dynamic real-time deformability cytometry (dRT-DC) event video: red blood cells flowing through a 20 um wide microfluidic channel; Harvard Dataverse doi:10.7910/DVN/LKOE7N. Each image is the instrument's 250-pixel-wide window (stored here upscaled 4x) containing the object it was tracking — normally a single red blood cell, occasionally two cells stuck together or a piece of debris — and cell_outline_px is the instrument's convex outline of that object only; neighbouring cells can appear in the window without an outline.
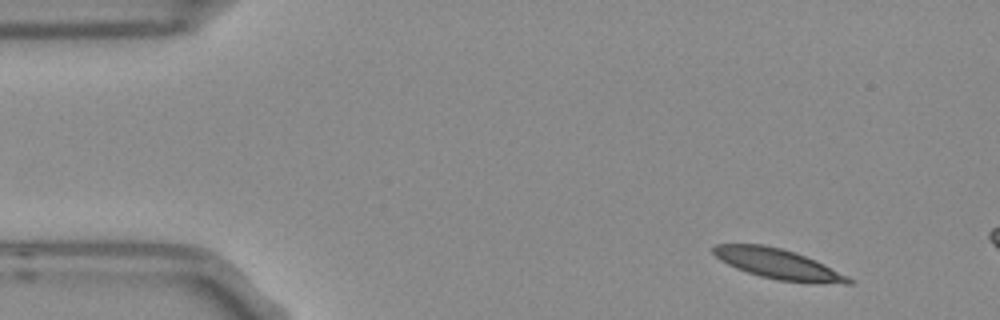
{"species": "Egyptian fruit bat (a non-hibernating species)", "species_latin": "Rousettus aegyptiacus", "temperature_condition": "room temperature", "stored_images_in_passage": 4, "camera_frame_rate_fps": 3000, "um_per_image_px": 0.085, "frame": {"image": 1, "passage_image": 1, "time_ms": 0.0, "image_size_px": [1000, 320], "cell_outline_px": [[856, 284], [844, 284], [776, 280], [760, 276], [736, 268], [720, 260], [712, 252], [712, 248], [716, 244], [764, 244], [796, 252], [816, 260], [856, 280]], "centroid_in_image_um": [66.17, 22.43], "position_along_channel_um": 18.8, "area_um2": 23.7}}